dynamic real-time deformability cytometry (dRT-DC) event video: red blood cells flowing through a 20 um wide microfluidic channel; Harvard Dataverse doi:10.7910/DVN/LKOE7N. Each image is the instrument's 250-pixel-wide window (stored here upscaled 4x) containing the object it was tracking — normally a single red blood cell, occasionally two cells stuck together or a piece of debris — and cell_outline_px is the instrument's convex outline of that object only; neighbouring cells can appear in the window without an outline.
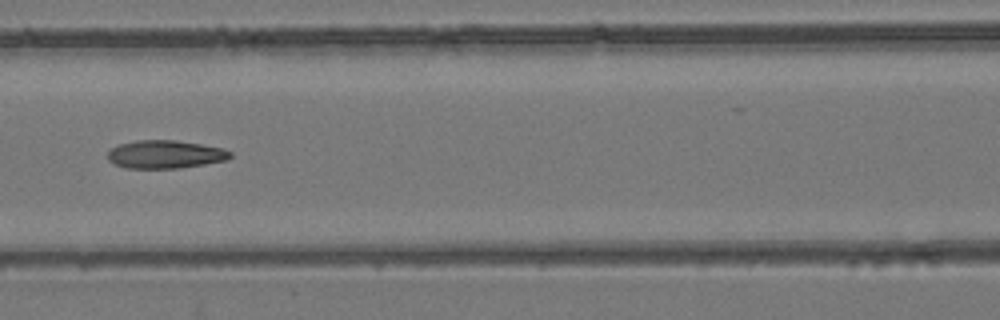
{"species": "common noctule bat (a hibernating species)", "species_latin": "Nyctalus noctula", "temperature_condition": "room temperature", "stored_images_in_passage": 6, "camera_frame_rate_fps": 3000, "um_per_image_px": 0.085, "animal": {"sex": "female", "body_mass_g": 24.6, "forearm_length_mm": 56.2}, "frame": {"image": 1, "passage_image": 6, "time_ms": 7.0, "image_size_px": [1000, 320], "cell_outline_px": [[232, 156], [228, 160], [180, 168], [128, 168], [116, 164], [108, 160], [108, 152], [112, 148], [120, 144], [136, 140], [176, 140], [224, 148], [232, 152]], "centroid_in_image_um": [14.08, 13.11], "position_along_channel_um": 152.5, "area_um2": 20.06}}